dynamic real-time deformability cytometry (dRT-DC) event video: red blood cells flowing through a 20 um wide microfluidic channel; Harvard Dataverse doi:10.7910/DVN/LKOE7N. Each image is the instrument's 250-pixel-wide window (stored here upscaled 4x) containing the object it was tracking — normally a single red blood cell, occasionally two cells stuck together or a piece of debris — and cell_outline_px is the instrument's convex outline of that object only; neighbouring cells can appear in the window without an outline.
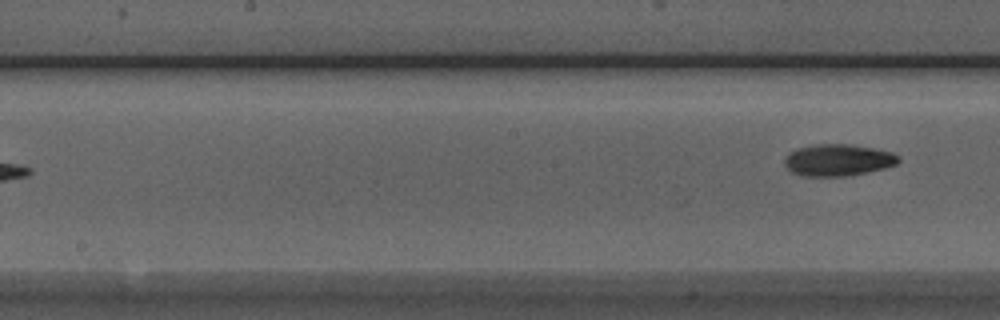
{"species": "Egyptian fruit bat (a non-hibernating species)", "species_latin": "Rousettus aegyptiacus", "temperature_condition": "room temperature", "stored_images_in_passage": 9, "segment_of_instrument_passage": [2, 2], "camera_frame_rate_fps": 3000, "um_per_image_px": 0.085, "animal": {"sex": "male"}, "frame": {"image": 1, "passage_image": 9, "time_ms": 9.667, "image_size_px": [1000, 320], "cell_outline_px": [[900, 160], [896, 164], [884, 168], [868, 172], [844, 176], [804, 176], [792, 172], [784, 164], [784, 156], [788, 152], [796, 148], [816, 144], [852, 144], [892, 152], [900, 156]], "centroid_in_image_um": [71.21, 13.59], "position_along_channel_um": 177.0, "area_um2": 21.21}}